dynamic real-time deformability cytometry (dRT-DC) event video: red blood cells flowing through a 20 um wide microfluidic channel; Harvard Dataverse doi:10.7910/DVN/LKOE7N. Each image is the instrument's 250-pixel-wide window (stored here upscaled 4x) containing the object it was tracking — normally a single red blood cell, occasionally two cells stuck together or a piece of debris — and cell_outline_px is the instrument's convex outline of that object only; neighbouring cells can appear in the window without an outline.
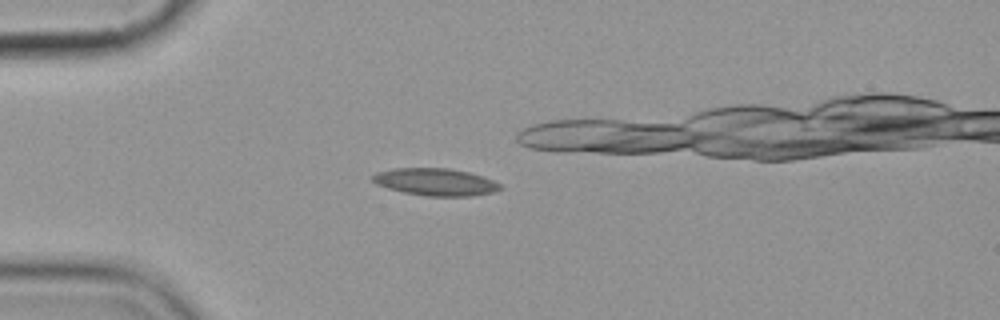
{"species": "common noctule bat (a hibernating species)", "species_latin": "Nyctalus noctula", "temperature_condition": "cold", "stored_images_in_passage": 8, "camera_frame_rate_fps": 3000, "um_per_image_px": 0.085, "animal": {"sex": "female", "body_mass_g": 19.9}, "frame": {"image": 1, "passage_image": 3, "time_ms": 3.0, "image_size_px": [1000, 320], "cell_outline_px": [[504, 188], [492, 192], [472, 196], [424, 196], [404, 192], [388, 188], [376, 184], [372, 180], [372, 176], [376, 172], [396, 168], [448, 168], [468, 172], [484, 176], [500, 184]], "centroid_in_image_um": [37.03, 15.47], "position_along_channel_um": 48.0, "area_um2": 20.29}}